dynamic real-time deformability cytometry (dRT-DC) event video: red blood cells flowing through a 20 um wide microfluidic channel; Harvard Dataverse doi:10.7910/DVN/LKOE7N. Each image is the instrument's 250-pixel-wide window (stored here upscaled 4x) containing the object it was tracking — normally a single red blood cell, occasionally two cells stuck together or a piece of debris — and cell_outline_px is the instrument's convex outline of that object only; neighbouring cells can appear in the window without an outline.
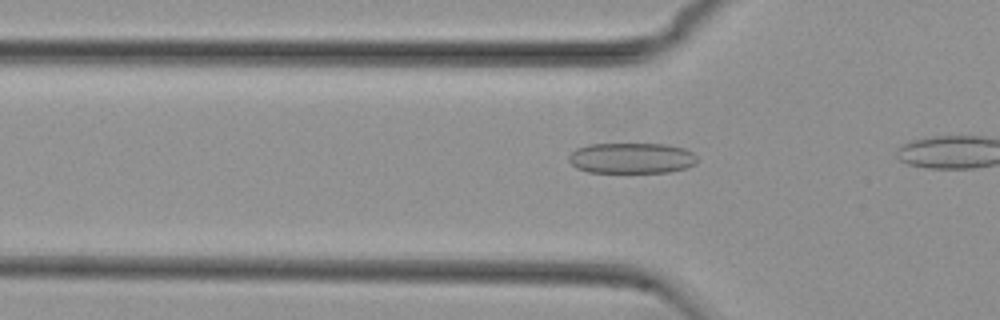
{"species": "common noctule bat (a hibernating species)", "species_latin": "Nyctalus noctula", "temperature_condition": "cold", "stored_images_in_passage": 4, "camera_frame_rate_fps": 3000, "um_per_image_px": 0.085, "animal": {"sex": "female", "body_mass_g": 29.2, "forearm_length_mm": 56.3}, "frame": {"image": 1, "passage_image": 2, "time_ms": 0.333, "image_size_px": [1000, 320], "cell_outline_px": [[696, 164], [684, 168], [668, 172], [588, 172], [576, 168], [568, 160], [568, 156], [576, 148], [588, 144], [664, 144], [684, 148], [692, 152], [696, 156]], "centroid_in_image_um": [53.65, 13.44], "position_along_channel_um": 72.1, "area_um2": 22.95}}